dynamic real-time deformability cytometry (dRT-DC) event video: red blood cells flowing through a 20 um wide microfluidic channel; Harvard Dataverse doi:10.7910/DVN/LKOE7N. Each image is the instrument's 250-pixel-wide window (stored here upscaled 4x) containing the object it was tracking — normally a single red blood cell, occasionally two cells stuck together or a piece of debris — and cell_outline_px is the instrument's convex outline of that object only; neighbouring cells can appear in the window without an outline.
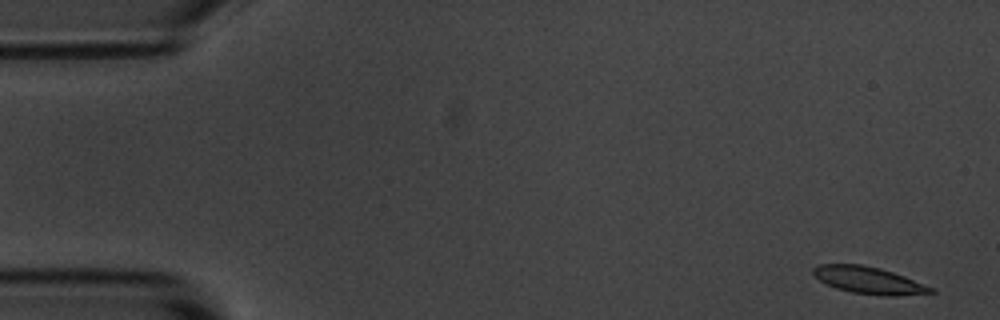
{"species": "common noctule bat (a hibernating species)", "species_latin": "Nyctalus noctula", "temperature_condition": "room temperature", "stored_images_in_passage": 4, "camera_frame_rate_fps": 3000, "um_per_image_px": 0.085, "animal": {"sex": "male", "body_mass_g": 20.1, "forearm_length_mm": 53.5}, "frame": {"image": 1, "passage_image": 1, "time_ms": 0.0, "image_size_px": [1000, 320], "cell_outline_px": [[936, 292], [896, 296], [880, 296], [852, 292], [836, 288], [820, 280], [812, 272], [812, 268], [820, 264], [860, 264], [880, 268], [904, 276], [936, 288]], "centroid_in_image_um": [73.88, 23.83], "position_along_channel_um": 11.1, "area_um2": 18.5}}